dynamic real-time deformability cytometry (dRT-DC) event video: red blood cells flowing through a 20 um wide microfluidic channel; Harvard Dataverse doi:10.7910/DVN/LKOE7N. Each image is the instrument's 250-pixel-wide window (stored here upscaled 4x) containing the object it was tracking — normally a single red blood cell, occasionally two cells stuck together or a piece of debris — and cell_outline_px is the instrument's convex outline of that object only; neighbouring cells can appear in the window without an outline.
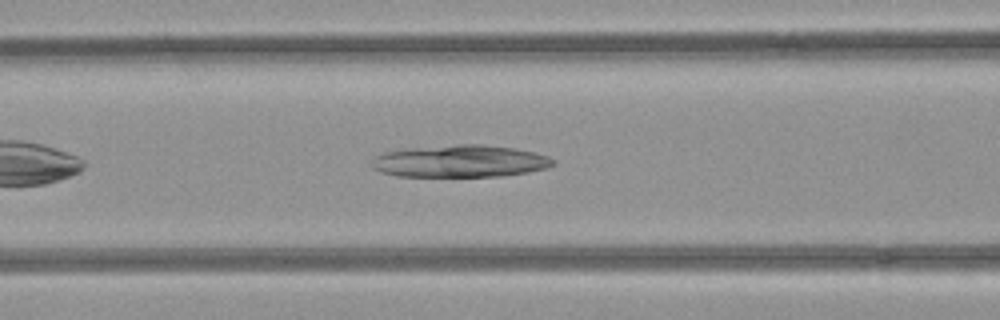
{"species": "common noctule bat (a hibernating species)", "species_latin": "Nyctalus noctula", "temperature_condition": "room temperature", "stored_images_in_passage": 39, "camera_frame_rate_fps": 3000, "um_per_image_px": 0.085, "animal": {"sex": "female", "body_mass_g": 21.9}, "frame": {"image": 1, "passage_image": 8, "time_ms": 2.333, "image_size_px": [1000, 320], "cell_outline_px": [[556, 164], [548, 168], [528, 172], [504, 176], [396, 176], [372, 168], [372, 160], [376, 156], [384, 152], [412, 148], [460, 144], [480, 144], [512, 148], [536, 152], [548, 156], [556, 160]], "centroid_in_image_um": [39.18, 13.7], "position_along_channel_um": 127.4, "area_um2": 33.99}}
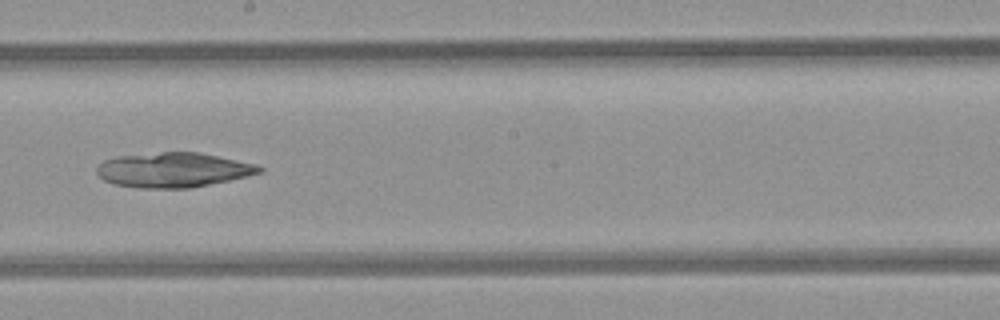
{"frame": {"image": 2, "passage_image": 16, "time_ms": 5.0, "image_size_px": [1000, 320], "cell_outline_px": [[264, 168], [260, 172], [248, 176], [188, 188], [140, 188], [116, 184], [104, 180], [96, 172], [96, 168], [104, 160], [116, 156], [160, 152], [200, 152], [256, 164]], "centroid_in_image_um": [14.71, 14.43], "position_along_channel_um": 233.5, "area_um2": 32.71}}
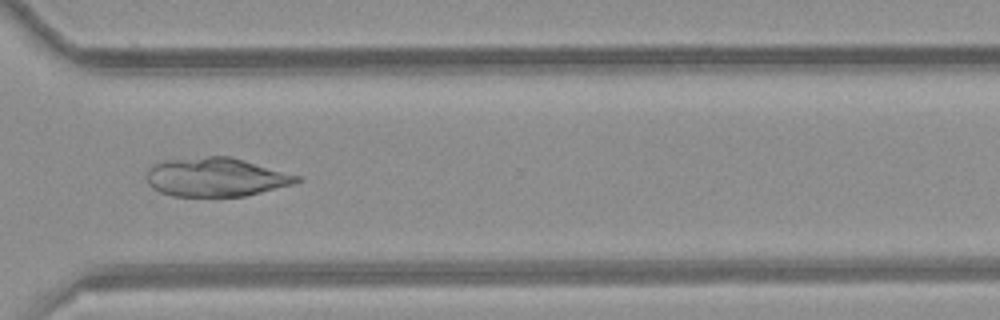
{"frame": {"image": 3, "passage_image": 25, "time_ms": 8.0, "image_size_px": [1000, 320], "cell_outline_px": [[304, 180], [292, 184], [244, 196], [172, 196], [160, 192], [152, 188], [148, 184], [148, 168], [152, 164], [160, 160], [208, 156], [232, 156], [300, 176]], "centroid_in_image_um": [18.33, 15.04], "position_along_channel_um": 352.3, "area_um2": 34.1}}